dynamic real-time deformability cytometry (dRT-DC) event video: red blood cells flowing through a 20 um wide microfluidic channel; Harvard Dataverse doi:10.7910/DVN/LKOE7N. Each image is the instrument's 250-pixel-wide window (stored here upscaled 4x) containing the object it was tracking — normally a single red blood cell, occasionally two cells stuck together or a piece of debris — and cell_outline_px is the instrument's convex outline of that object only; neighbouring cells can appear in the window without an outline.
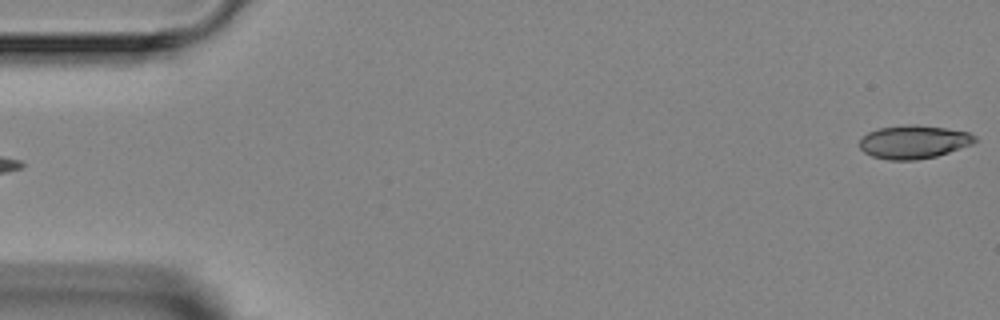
{"species": "Egyptian fruit bat (a non-hibernating species)", "species_latin": "Rousettus aegyptiacus", "temperature_condition": "room temperature", "stored_images_in_passage": 5, "segment_of_instrument_passage": [2, 2], "camera_frame_rate_fps": 3000, "um_per_image_px": 0.085, "animal": {"sex": "female"}, "frame": {"image": 1, "passage_image": 5, "time_ms": 5.333, "image_size_px": [1000, 320], "cell_outline_px": [[976, 140], [972, 144], [936, 156], [916, 160], [888, 160], [872, 156], [864, 152], [860, 148], [860, 140], [868, 132], [880, 128], [912, 124], [916, 124], [944, 128], [968, 132], [976, 136]], "centroid_in_image_um": [77.66, 12.07], "position_along_channel_um": 7.3, "area_um2": 22.2}}